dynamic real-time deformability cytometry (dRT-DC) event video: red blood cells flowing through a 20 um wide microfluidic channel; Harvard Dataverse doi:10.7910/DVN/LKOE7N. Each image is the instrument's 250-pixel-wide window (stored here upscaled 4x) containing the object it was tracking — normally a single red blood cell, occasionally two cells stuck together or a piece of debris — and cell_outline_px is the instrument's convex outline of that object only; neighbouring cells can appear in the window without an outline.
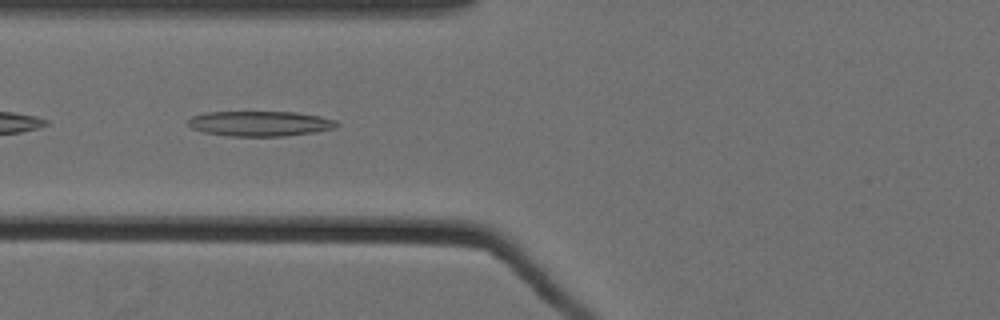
{"species": "Egyptian fruit bat (a non-hibernating species)", "species_latin": "Rousettus aegyptiacus", "temperature_condition": "cold", "stored_images_in_passage": 37, "camera_frame_rate_fps": 3000, "um_per_image_px": 0.085, "animal": {"sex": "female"}, "frame": {"image": 1, "passage_image": 4, "time_ms": 1.0, "image_size_px": [1000, 320], "cell_outline_px": [[340, 124], [336, 128], [316, 132], [280, 136], [228, 136], [204, 132], [192, 128], [188, 124], [188, 120], [192, 116], [208, 112], [296, 112], [320, 116], [336, 120]], "centroid_in_image_um": [22.14, 10.5], "position_along_channel_um": 103.7, "area_um2": 21.79}}
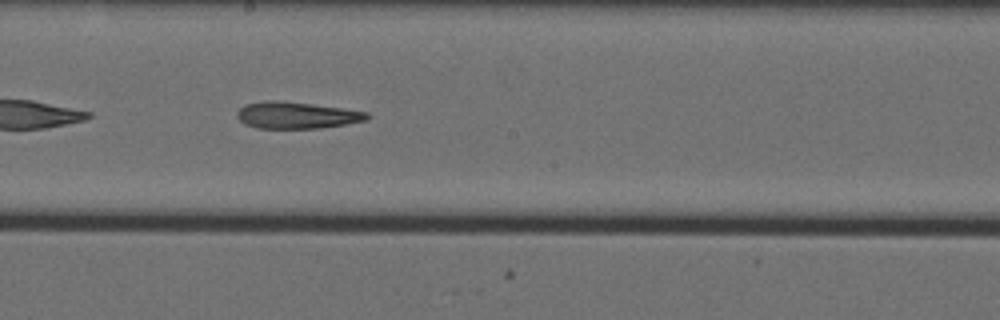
{"frame": {"image": 2, "passage_image": 14, "time_ms": 4.333, "image_size_px": [1000, 320], "cell_outline_px": [[372, 116], [368, 120], [320, 128], [260, 128], [244, 124], [236, 116], [236, 112], [240, 108], [248, 104], [268, 100], [276, 100], [312, 104], [368, 112]], "centroid_in_image_um": [25.22, 9.8], "position_along_channel_um": 223.0, "area_um2": 20.06}}
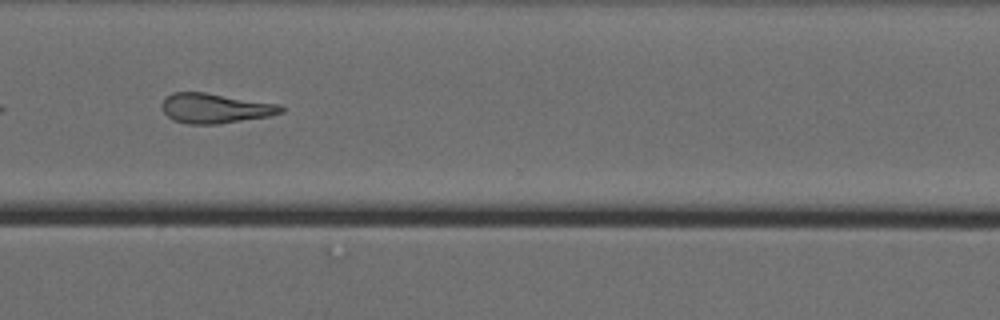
{"frame": {"image": 3, "passage_image": 25, "time_ms": 8.0, "image_size_px": [1000, 320], "cell_outline_px": [[284, 112], [268, 116], [220, 124], [188, 124], [172, 120], [164, 112], [160, 104], [172, 92], [204, 92], [280, 104], [284, 108]], "centroid_in_image_um": [18.28, 9.2], "position_along_channel_um": 352.3, "area_um2": 20.75}, "authors_computed_cell_mechanics": {"area_um2": 20.808, "velocity_mm_per_s": 3.5519, "shape_relaxation_time_tau1_ms": null, "shape_relaxation_time_tau2_ms": 10.457, "deformation_change_tau1": null, "deformation_change_tau2": 0.2664}}